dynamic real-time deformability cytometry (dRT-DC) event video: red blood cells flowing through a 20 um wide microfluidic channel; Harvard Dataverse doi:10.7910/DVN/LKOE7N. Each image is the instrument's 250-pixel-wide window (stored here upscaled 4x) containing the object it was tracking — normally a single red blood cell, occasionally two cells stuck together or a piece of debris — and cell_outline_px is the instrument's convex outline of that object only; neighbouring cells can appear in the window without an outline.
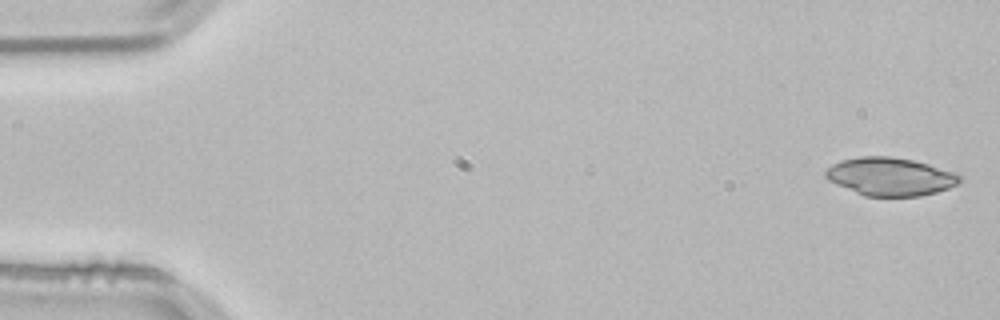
{"species": "common noctule bat (a hibernating species)", "species_latin": "Nyctalus noctula", "temperature_condition": "room temperature", "stored_images_in_passage": 52, "camera_frame_rate_fps": 3000, "um_per_image_px": 0.085, "animal": {"sex": "male", "body_mass_g": 21.5, "forearm_length_mm": 52.0}, "frame": {"image": 1, "passage_image": 1, "time_ms": 0.0, "image_size_px": [1000, 320], "cell_outline_px": [[964, 180], [960, 184], [936, 192], [920, 196], [864, 196], [836, 184], [828, 180], [824, 176], [824, 172], [832, 164], [840, 160], [860, 156], [892, 156], [912, 160], [928, 164], [956, 172], [964, 176]], "centroid_in_image_um": [75.71, 15.0], "position_along_channel_um": 9.3, "area_um2": 30.11}}